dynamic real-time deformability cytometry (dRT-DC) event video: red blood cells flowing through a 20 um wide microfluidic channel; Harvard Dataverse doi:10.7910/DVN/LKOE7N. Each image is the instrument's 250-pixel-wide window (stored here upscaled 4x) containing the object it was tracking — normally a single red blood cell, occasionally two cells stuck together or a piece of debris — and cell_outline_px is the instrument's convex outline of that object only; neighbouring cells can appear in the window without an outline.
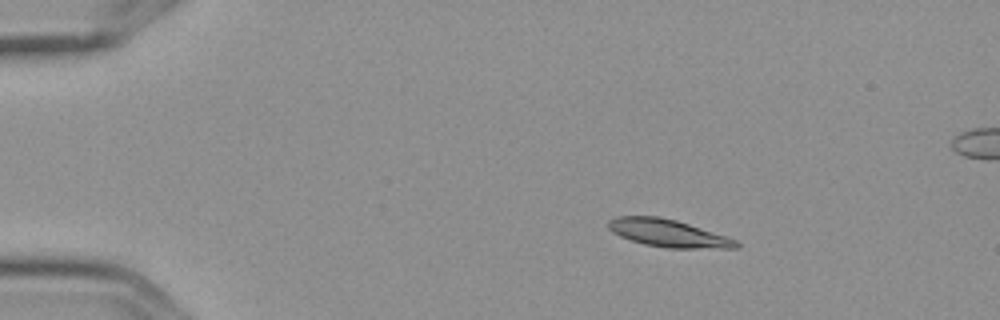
{"species": "Egyptian fruit bat (a non-hibernating species)", "species_latin": "Rousettus aegyptiacus", "temperature_condition": "cold", "stored_images_in_passage": 5, "segment_of_instrument_passage": [1, 2], "camera_frame_rate_fps": 3000, "um_per_image_px": 0.085, "frame": {"image": 1, "passage_image": 2, "time_ms": 0.333, "image_size_px": [1000, 320], "cell_outline_px": [[740, 248], [668, 248], [644, 244], [620, 236], [612, 232], [608, 228], [608, 220], [616, 216], [660, 216], [676, 220], [736, 240], [740, 244]], "centroid_in_image_um": [56.75, 19.81], "position_along_channel_um": 28.2, "area_um2": 20.29}}